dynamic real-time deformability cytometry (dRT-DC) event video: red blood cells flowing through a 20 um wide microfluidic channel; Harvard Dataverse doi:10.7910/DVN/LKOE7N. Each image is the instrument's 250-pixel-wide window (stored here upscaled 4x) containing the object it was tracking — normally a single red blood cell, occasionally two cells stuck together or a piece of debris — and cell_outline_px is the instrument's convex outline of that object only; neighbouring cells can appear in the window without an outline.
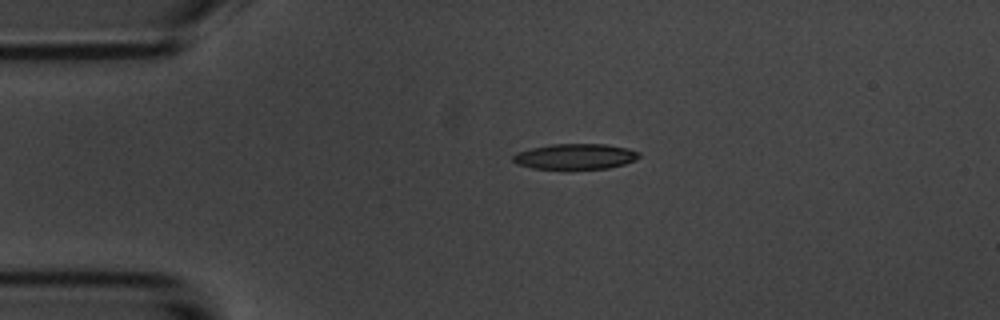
{"species": "common noctule bat (a hibernating species)", "species_latin": "Nyctalus noctula", "temperature_condition": "room temperature", "stored_images_in_passage": 2, "camera_frame_rate_fps": 3000, "um_per_image_px": 0.085, "animal": {"sex": "male", "body_mass_g": 20.1, "forearm_length_mm": 53.5}, "frame": {"image": 1, "passage_image": 2, "time_ms": 1.333, "image_size_px": [1000, 320], "cell_outline_px": [[640, 156], [636, 160], [624, 164], [608, 168], [532, 168], [516, 164], [512, 160], [512, 156], [516, 152], [532, 148], [552, 144], [604, 144], [628, 148], [640, 152]], "centroid_in_image_um": [48.9, 13.29], "position_along_channel_um": 36.1, "area_um2": 18.61}}